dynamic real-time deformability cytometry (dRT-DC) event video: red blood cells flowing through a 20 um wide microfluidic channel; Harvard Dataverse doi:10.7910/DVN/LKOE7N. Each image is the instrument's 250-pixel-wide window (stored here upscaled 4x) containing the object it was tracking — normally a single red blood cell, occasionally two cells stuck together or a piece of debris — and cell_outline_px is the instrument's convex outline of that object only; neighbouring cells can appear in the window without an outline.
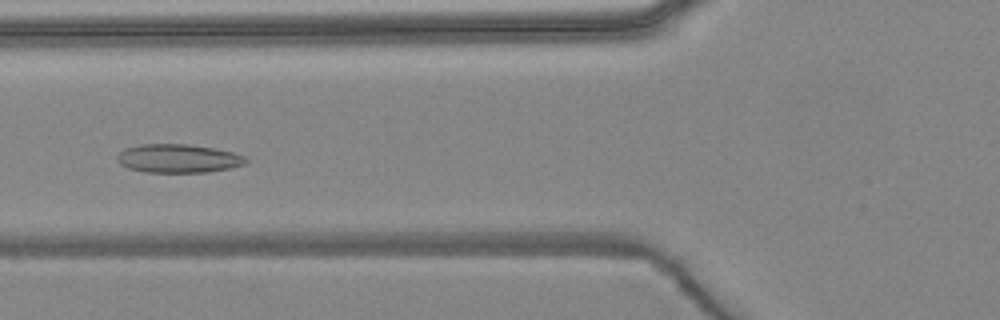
{"species": "common noctule bat (a hibernating species)", "species_latin": "Nyctalus noctula", "temperature_condition": "warm", "stored_images_in_passage": 5, "camera_frame_rate_fps": 3000, "um_per_image_px": 0.085, "animal": {"sex": "female", "body_mass_g": 24.6, "forearm_length_mm": 56.2}, "frame": {"image": 1, "passage_image": 5, "time_ms": 5.667, "image_size_px": [1000, 320], "cell_outline_px": [[248, 164], [208, 172], [144, 172], [128, 168], [120, 164], [116, 160], [116, 156], [124, 148], [140, 144], [188, 144], [212, 148], [232, 152], [244, 156], [248, 160]], "centroid_in_image_um": [15.12, 13.47], "position_along_channel_um": 110.7, "area_um2": 21.5}}